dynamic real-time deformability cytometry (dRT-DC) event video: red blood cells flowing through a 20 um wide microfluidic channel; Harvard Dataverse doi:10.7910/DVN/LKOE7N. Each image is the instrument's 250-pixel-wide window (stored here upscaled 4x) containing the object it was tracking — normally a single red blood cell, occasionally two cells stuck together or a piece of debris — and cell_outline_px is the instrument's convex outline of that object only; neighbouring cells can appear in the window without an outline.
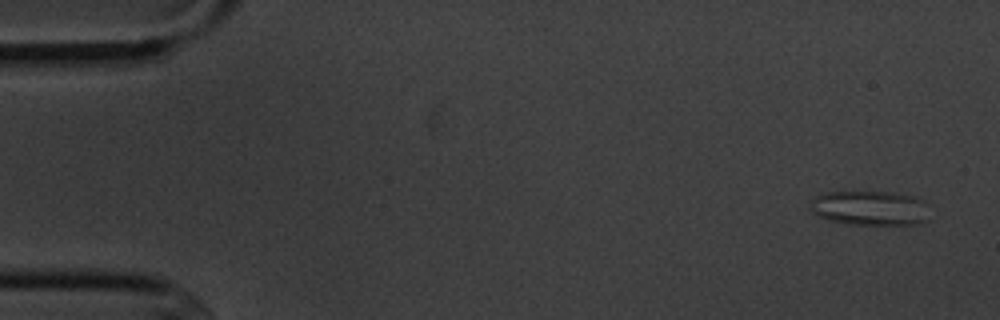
{"species": "common noctule bat (a hibernating species)", "species_latin": "Nyctalus noctula", "temperature_condition": "cold", "stored_images_in_passage": 6, "camera_frame_rate_fps": 3000, "um_per_image_px": 0.085, "animal": {"sex": "male", "body_mass_g": 20.1, "forearm_length_mm": 53.5}, "frame": {"image": 1, "passage_image": 1, "time_ms": 0.0, "image_size_px": [1000, 320], "cell_outline_px": [[928, 204], [924, 220], [916, 224], [848, 224], [828, 220], [816, 216], [808, 208], [808, 204], [816, 196], [828, 192], [892, 192], [912, 196], [924, 200]], "centroid_in_image_um": [73.88, 17.68], "position_along_channel_um": 11.1, "area_um2": 24.04}}
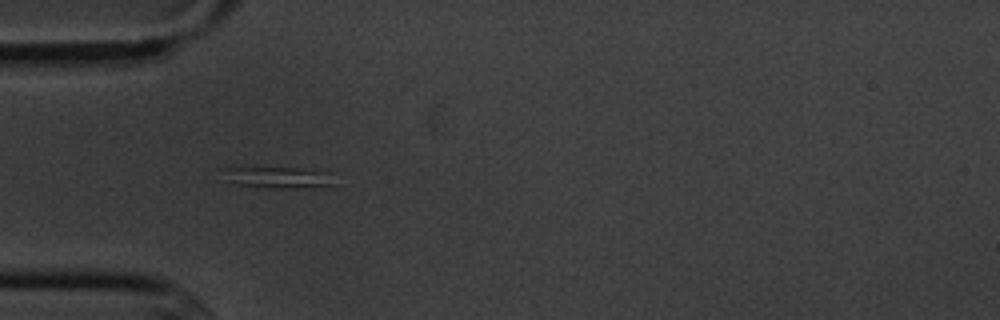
{"frame": {"image": 2, "passage_image": 5, "time_ms": 4.667, "image_size_px": [1000, 320], "cell_outline_px": [[336, 184], [284, 188], [276, 188], [236, 184], [224, 180], [220, 168], [300, 168], [328, 172]], "centroid_in_image_um": [23.54, 15.07], "position_along_channel_um": 61.5, "area_um2": 13.53}}
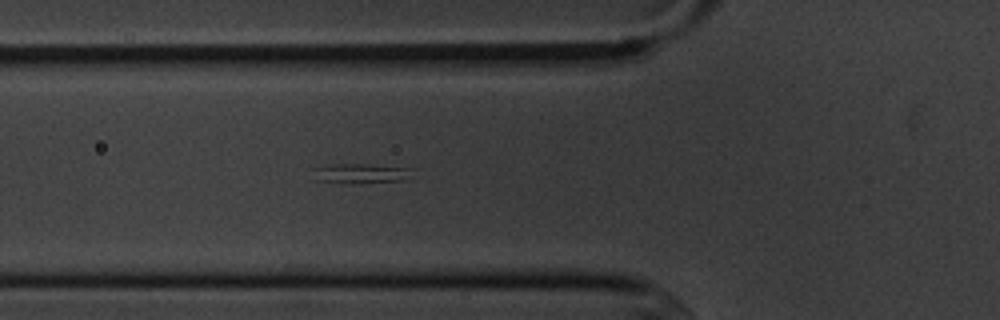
{"frame": {"image": 3, "passage_image": 6, "time_ms": 5.667, "image_size_px": [1000, 320], "cell_outline_px": [[412, 168], [408, 180], [352, 184], [312, 180], [312, 168], [332, 164], [364, 164]], "centroid_in_image_um": [30.58, 14.76], "position_along_channel_um": 95.2, "area_um2": 11.79}}